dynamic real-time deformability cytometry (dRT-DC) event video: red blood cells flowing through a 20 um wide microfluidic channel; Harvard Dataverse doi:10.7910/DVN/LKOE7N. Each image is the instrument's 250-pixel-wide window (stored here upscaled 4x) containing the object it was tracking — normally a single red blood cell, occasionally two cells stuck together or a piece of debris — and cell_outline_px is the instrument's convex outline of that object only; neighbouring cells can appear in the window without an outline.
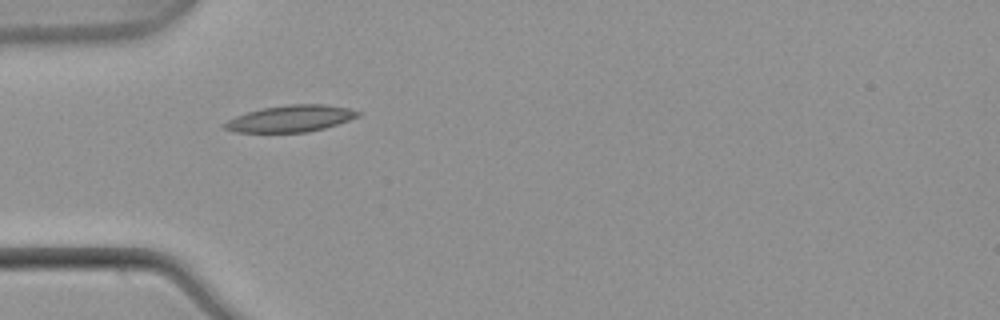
{"species": "common noctule bat (a hibernating species)", "species_latin": "Nyctalus noctula", "temperature_condition": "warm", "stored_images_in_passage": 37, "camera_frame_rate_fps": 3000, "um_per_image_px": 0.085, "animal": {"sex": "male", "body_mass_g": 21.5, "forearm_length_mm": 52.0}, "frame": {"image": 1, "passage_image": 1, "time_ms": 0.0, "image_size_px": [1000, 320], "cell_outline_px": [[360, 116], [324, 128], [308, 132], [236, 132], [224, 128], [220, 124], [236, 116], [260, 108], [288, 104], [324, 104], [348, 108], [360, 112]], "centroid_in_image_um": [24.67, 10.07], "position_along_channel_um": 60.3, "area_um2": 20.63}}
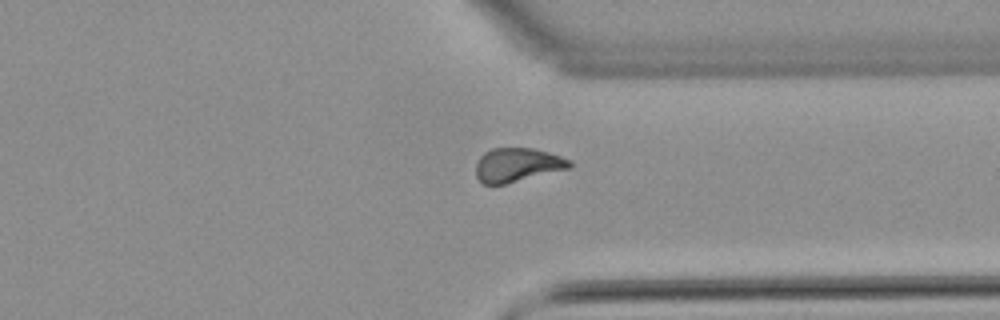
{"frame": {"image": 2, "passage_image": 25, "time_ms": 8.0, "image_size_px": [1000, 320], "cell_outline_px": [[572, 168], [504, 184], [484, 184], [476, 176], [476, 164], [480, 156], [484, 152], [492, 148], [532, 148], [548, 152], [572, 160]], "centroid_in_image_um": [44.0, 14.01], "position_along_channel_um": 367.4, "area_um2": 18.55}}
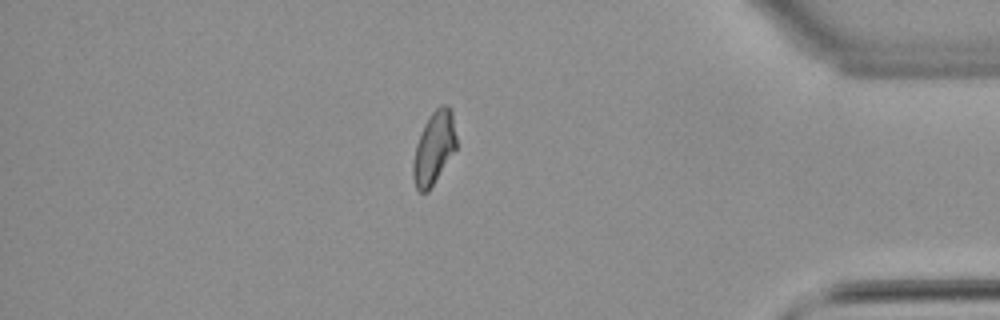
{"frame": {"image": 3, "passage_image": 30, "time_ms": 9.667, "image_size_px": [1000, 320], "cell_outline_px": [[456, 148], [428, 192], [420, 192], [416, 188], [412, 176], [412, 164], [416, 144], [420, 132], [428, 116], [440, 104], [448, 104], [452, 108], [456, 136]], "centroid_in_image_um": [36.88, 12.53], "position_along_channel_um": 398.3, "area_um2": 18.5}, "authors_computed_cell_mechanics": {"area_um2": 18.785, "velocity_mm_per_s": 3.8842, "shape_relaxation_time_tau1_ms": null, "shape_relaxation_time_tau2_ms": 5.1145, "deformation_change_tau1": null, "deformation_change_tau2": 0.1177}}